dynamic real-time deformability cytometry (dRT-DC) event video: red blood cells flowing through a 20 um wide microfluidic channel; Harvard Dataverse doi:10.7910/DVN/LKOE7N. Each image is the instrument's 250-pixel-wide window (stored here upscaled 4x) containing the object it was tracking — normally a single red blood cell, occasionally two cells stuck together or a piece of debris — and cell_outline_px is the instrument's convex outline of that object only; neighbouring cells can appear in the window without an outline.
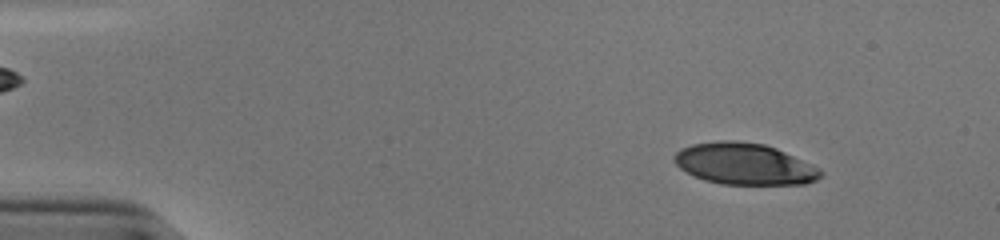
{"species": "human", "species_latin": "Homo sapiens", "temperature_condition": "cold", "stored_images_in_passage": 53, "camera_frame_rate_fps": 3000, "um_per_image_px": 0.085, "donor": {"sex": "male"}, "frame": {"image": 1, "passage_image": 6, "time_ms": 1.667, "image_size_px": [1000, 240], "cell_outline_px": [[824, 172], [816, 180], [804, 184], [724, 184], [704, 180], [680, 168], [672, 160], [676, 152], [680, 148], [692, 144], [716, 140], [736, 140], [764, 144], [776, 148], [812, 164], [820, 168]], "centroid_in_image_um": [63.27, 13.92], "position_along_channel_um": 21.7, "area_um2": 35.43}}
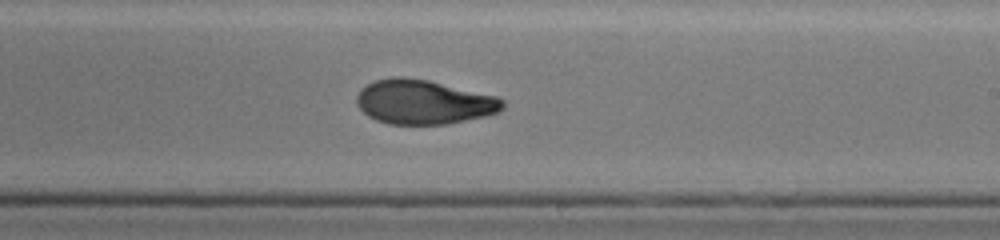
{"frame": {"image": 2, "passage_image": 32, "time_ms": 10.333, "image_size_px": [1000, 240], "cell_outline_px": [[504, 108], [496, 112], [484, 116], [444, 124], [388, 124], [376, 120], [368, 116], [356, 104], [356, 96], [360, 88], [376, 80], [392, 76], [404, 76], [428, 80], [496, 96], [504, 100]], "centroid_in_image_um": [35.96, 8.66], "position_along_channel_um": 253.0, "area_um2": 37.63}}
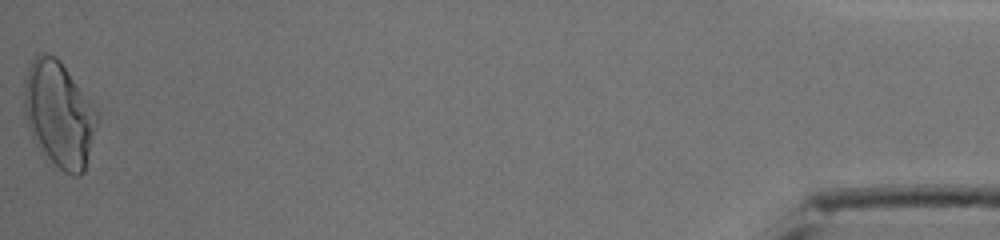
{"frame": {"image": 3, "passage_image": 53, "time_ms": 17.333, "image_size_px": [1000, 240], "cell_outline_px": [[100, 120], [84, 172], [80, 176], [72, 176], [64, 172], [40, 152], [32, 140], [28, 128], [24, 108], [24, 80], [28, 68], [36, 52], [44, 52], [56, 56], [60, 60], [96, 108], [100, 116]], "centroid_in_image_um": [5.03, 9.72], "position_along_channel_um": 430.2, "area_um2": 45.89}, "authors_computed_cell_mechanics": {"area_um2": 37.7434, "velocity_mm_per_s": 3.8227, "shape_relaxation_time_tau1_ms": null, "shape_relaxation_time_tau2_ms": 1.9664, "deformation_change_tau1": null, "deformation_change_tau2": 0.0676}}